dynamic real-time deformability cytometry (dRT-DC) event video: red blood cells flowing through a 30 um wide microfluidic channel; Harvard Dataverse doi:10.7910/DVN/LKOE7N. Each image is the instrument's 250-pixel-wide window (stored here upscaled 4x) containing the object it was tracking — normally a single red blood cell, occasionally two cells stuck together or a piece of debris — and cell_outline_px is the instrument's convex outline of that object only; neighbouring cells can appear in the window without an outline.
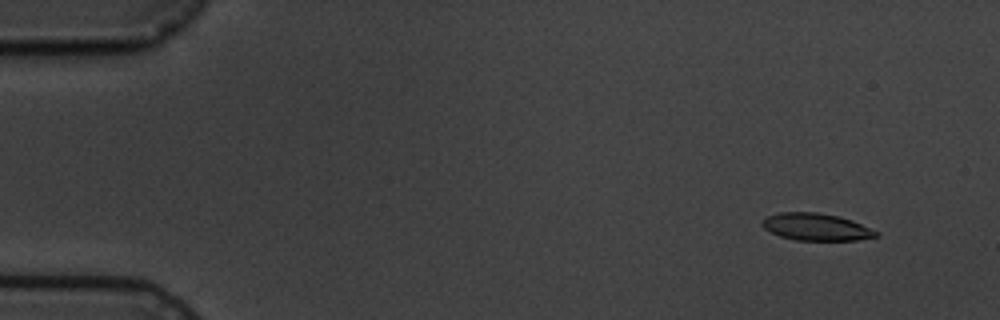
{"species": "common noctule bat (a hibernating species)", "species_latin": "Nyctalus noctula", "temperature_condition": "cold", "stored_images_in_passage": 8, "camera_frame_rate_fps": 3000, "um_per_image_px": 0.085, "animal": {"sex": "male", "body_mass_g": 19.5, "forearm_length_mm": 54.6}, "frame": {"image": 1, "passage_image": 2, "time_ms": 1.0, "image_size_px": [1000, 320], "cell_outline_px": [[880, 236], [856, 240], [796, 240], [780, 236], [764, 228], [760, 224], [768, 216], [780, 212], [816, 212], [840, 216], [852, 220], [880, 232]], "centroid_in_image_um": [69.42, 19.29], "position_along_channel_um": 15.6, "area_um2": 18.03}}
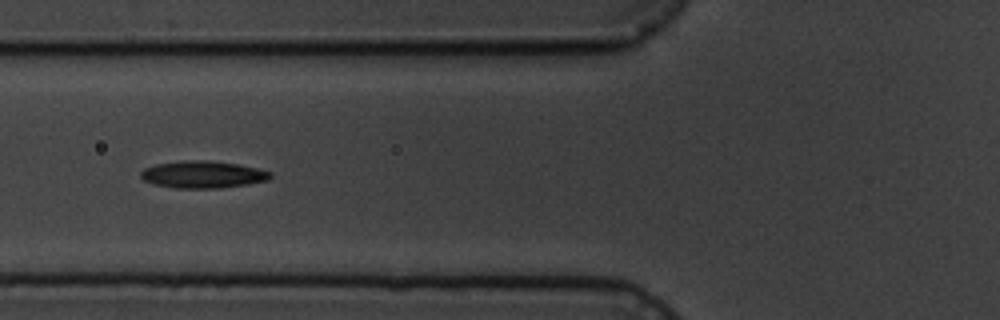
{"frame": {"image": 2, "passage_image": 7, "time_ms": 6.667, "image_size_px": [1000, 320], "cell_outline_px": [[272, 176], [268, 180], [248, 184], [220, 188], [176, 188], [152, 184], [144, 180], [140, 176], [140, 172], [144, 168], [156, 164], [184, 160], [208, 160], [240, 164], [272, 172]], "centroid_in_image_um": [17.23, 14.83], "position_along_channel_um": 108.6, "area_um2": 20.63}}
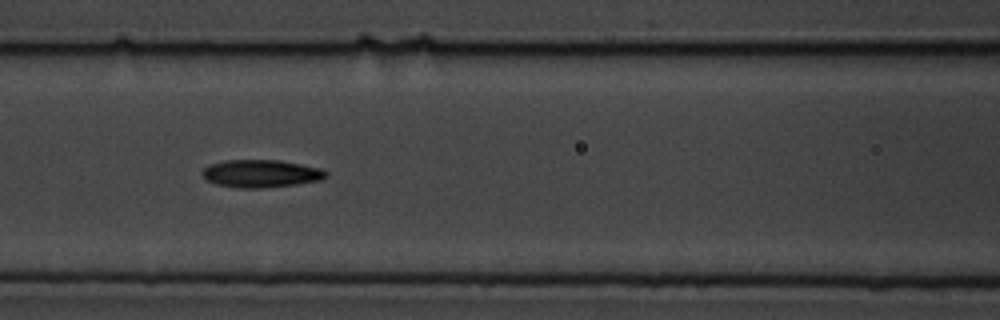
{"frame": {"image": 3, "passage_image": 8, "time_ms": 7.667, "image_size_px": [1000, 320], "cell_outline_px": [[328, 176], [320, 180], [296, 184], [260, 188], [236, 188], [216, 184], [208, 180], [200, 172], [204, 168], [212, 164], [224, 160], [280, 160], [320, 168], [328, 172]], "centroid_in_image_um": [22.19, 14.75], "position_along_channel_um": 144.4, "area_um2": 19.88}}